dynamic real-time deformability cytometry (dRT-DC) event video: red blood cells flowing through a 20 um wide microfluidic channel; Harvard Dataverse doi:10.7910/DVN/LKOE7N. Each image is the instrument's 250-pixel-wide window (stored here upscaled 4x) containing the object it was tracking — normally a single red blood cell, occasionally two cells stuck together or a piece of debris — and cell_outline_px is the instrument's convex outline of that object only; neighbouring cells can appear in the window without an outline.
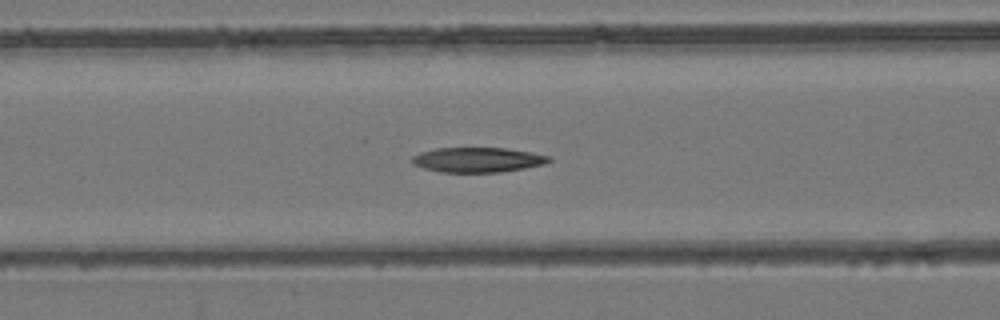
{"species": "common noctule bat (a hibernating species)", "species_latin": "Nyctalus noctula", "temperature_condition": "room temperature", "stored_images_in_passage": 37, "camera_frame_rate_fps": 3000, "um_per_image_px": 0.085, "animal": {"sex": "female", "body_mass_g": 24.6, "forearm_length_mm": 56.2}, "frame": {"image": 1, "passage_image": 12, "time_ms": 3.667, "image_size_px": [1000, 320], "cell_outline_px": [[552, 160], [544, 164], [524, 168], [500, 172], [440, 172], [424, 168], [412, 164], [412, 156], [420, 152], [436, 148], [504, 148], [528, 152], [548, 156]], "centroid_in_image_um": [40.55, 13.58], "position_along_channel_um": 126.0, "area_um2": 19.65}}
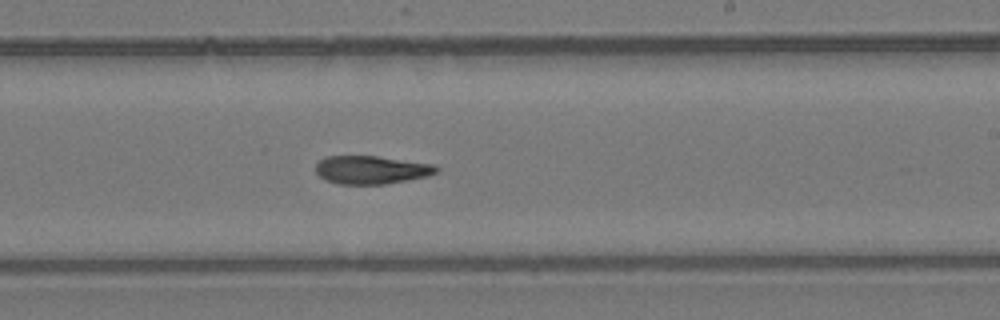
{"frame": {"image": 2, "passage_image": 22, "time_ms": 7.0, "image_size_px": [1000, 320], "cell_outline_px": [[440, 172], [428, 176], [408, 180], [384, 184], [340, 184], [324, 180], [316, 172], [316, 164], [324, 156], [376, 156], [432, 164], [440, 168]], "centroid_in_image_um": [31.57, 14.44], "position_along_channel_um": 257.4, "area_um2": 19.88}}
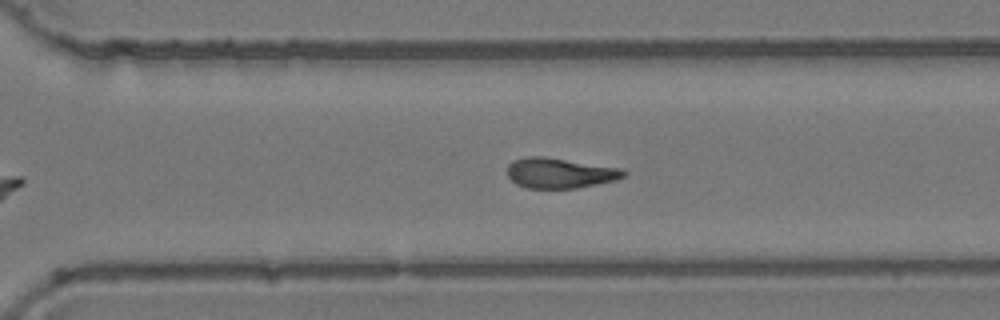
{"frame": {"image": 3, "passage_image": 27, "time_ms": 8.667, "image_size_px": [1000, 320], "cell_outline_px": [[628, 176], [616, 180], [576, 188], [528, 188], [516, 184], [508, 176], [508, 164], [512, 160], [528, 156], [544, 156], [620, 168], [628, 172]], "centroid_in_image_um": [47.6, 14.7], "position_along_channel_um": 323.0, "area_um2": 20.58}}